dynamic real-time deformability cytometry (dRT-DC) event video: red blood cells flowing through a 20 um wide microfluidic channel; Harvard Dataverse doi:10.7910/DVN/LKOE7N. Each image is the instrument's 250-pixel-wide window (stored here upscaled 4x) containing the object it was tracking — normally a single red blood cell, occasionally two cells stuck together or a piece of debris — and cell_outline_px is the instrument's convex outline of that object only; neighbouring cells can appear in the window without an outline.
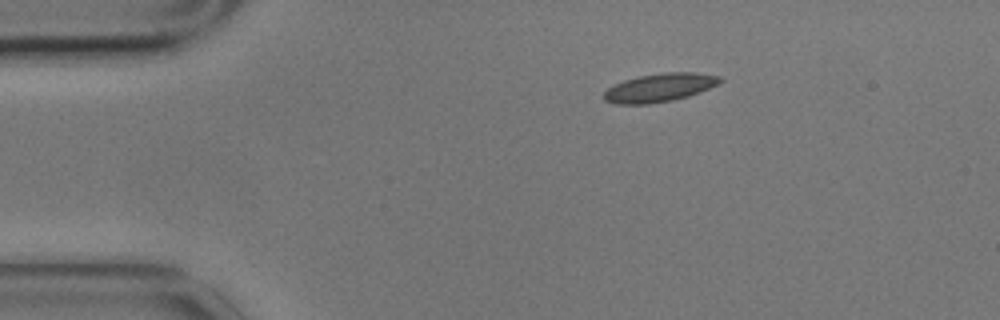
{"species": "common noctule bat (a hibernating species)", "species_latin": "Nyctalus noctula", "temperature_condition": "cold", "stored_images_in_passage": 2, "camera_frame_rate_fps": 3000, "um_per_image_px": 0.085, "animal": {"sex": "male", "body_mass_g": 17.9}, "frame": {"image": 1, "passage_image": 2, "time_ms": 0.333, "image_size_px": [1000, 320], "cell_outline_px": [[724, 80], [708, 88], [688, 96], [672, 100], [648, 104], [616, 104], [604, 100], [604, 92], [608, 88], [624, 80], [640, 76], [664, 72], [696, 72], [720, 76]], "centroid_in_image_um": [56.06, 7.44], "position_along_channel_um": 28.9, "area_um2": 19.02}}